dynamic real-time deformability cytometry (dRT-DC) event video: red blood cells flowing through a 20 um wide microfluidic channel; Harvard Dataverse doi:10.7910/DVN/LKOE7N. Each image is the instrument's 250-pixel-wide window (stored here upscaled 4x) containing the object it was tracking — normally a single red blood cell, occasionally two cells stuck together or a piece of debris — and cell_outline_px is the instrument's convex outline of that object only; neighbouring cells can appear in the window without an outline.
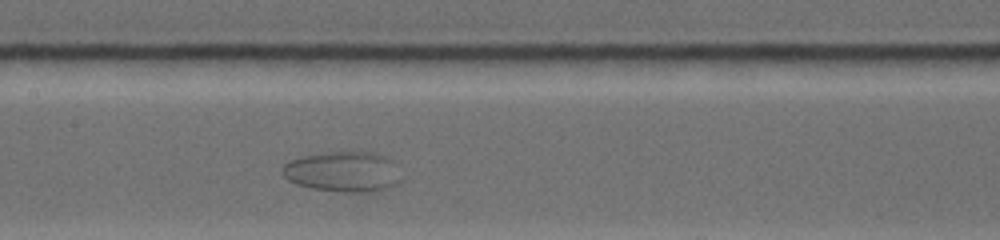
{"species": "common noctule bat (a hibernating species)", "species_latin": "Nyctalus noctula", "temperature_condition": "warm", "stored_images_in_passage": 28, "camera_frame_rate_fps": 4500, "um_per_image_px": 0.085, "animal": {"sex": "female", "body_mass_g": 19.0, "forearm_length_mm": 53.3}, "frame": {"image": 1, "passage_image": 13, "time_ms": 5.333, "image_size_px": [1000, 240], "cell_outline_px": [[400, 180], [392, 188], [372, 192], [344, 192], [312, 188], [296, 184], [288, 180], [284, 176], [284, 164], [292, 160], [304, 156], [328, 152], [372, 152], [384, 156], [392, 160]], "centroid_in_image_um": [29.18, 14.61], "position_along_channel_um": 178.2, "area_um2": 27.63}}
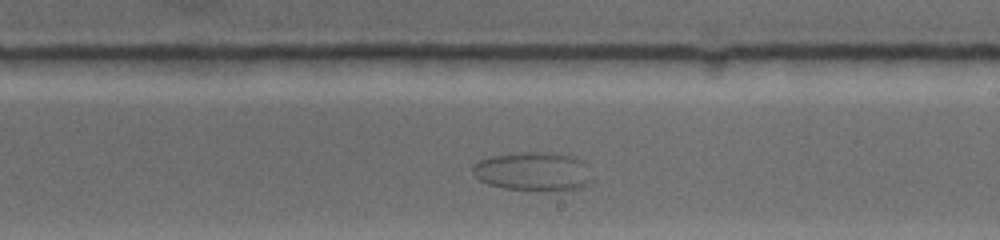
{"frame": {"image": 2, "passage_image": 18, "time_ms": 7.333, "image_size_px": [1000, 240], "cell_outline_px": [[592, 180], [588, 184], [580, 188], [544, 192], [504, 188], [488, 184], [480, 180], [472, 172], [472, 168], [480, 160], [492, 156], [520, 152], [560, 152], [576, 156], [580, 160]], "centroid_in_image_um": [45.32, 14.58], "position_along_channel_um": 243.7, "area_um2": 27.17}}
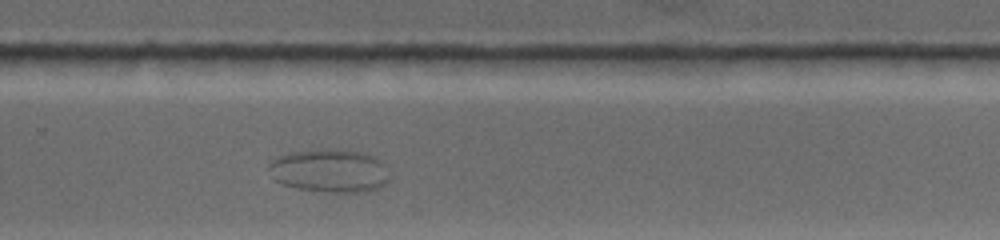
{"frame": {"image": 3, "passage_image": 22, "time_ms": 9.111, "image_size_px": [1000, 240], "cell_outline_px": [[388, 180], [384, 184], [376, 188], [364, 192], [336, 192], [296, 188], [284, 184], [276, 180], [272, 176], [268, 168], [268, 164], [272, 160], [288, 152], [320, 148], [332, 148], [364, 152], [376, 156], [388, 164]], "centroid_in_image_um": [28.06, 14.47], "position_along_channel_um": 301.7, "area_um2": 30.87}}